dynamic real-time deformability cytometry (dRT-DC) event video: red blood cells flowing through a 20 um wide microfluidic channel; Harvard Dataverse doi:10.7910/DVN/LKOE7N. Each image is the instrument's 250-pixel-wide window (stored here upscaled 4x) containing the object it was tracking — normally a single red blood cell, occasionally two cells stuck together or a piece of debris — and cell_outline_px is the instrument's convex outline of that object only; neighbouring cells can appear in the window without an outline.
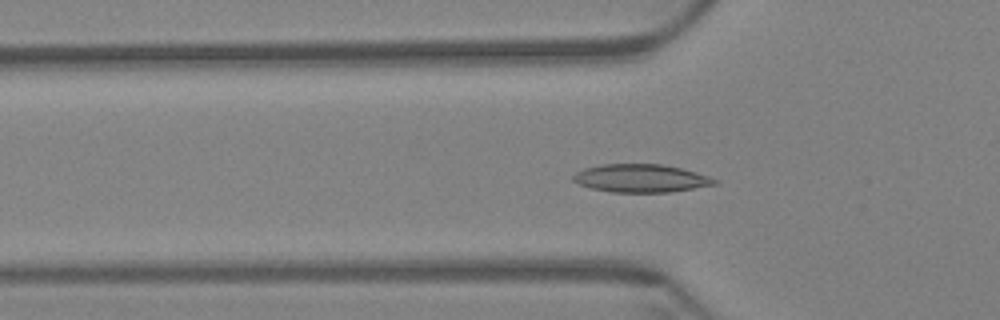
{"species": "Egyptian fruit bat (a non-hibernating species)", "species_latin": "Rousettus aegyptiacus", "temperature_condition": "warm", "stored_images_in_passage": 60, "camera_frame_rate_fps": 3000, "um_per_image_px": 0.085, "animal": {"sex": "female"}, "frame": {"image": 1, "passage_image": 20, "time_ms": 6.333, "image_size_px": [1000, 320], "cell_outline_px": [[720, 184], [668, 192], [612, 192], [592, 188], [580, 184], [572, 180], [572, 176], [576, 172], [584, 168], [600, 164], [664, 164], [696, 172], [708, 176], [716, 180]], "centroid_in_image_um": [54.47, 15.15], "position_along_channel_um": 71.3, "area_um2": 23.06}}
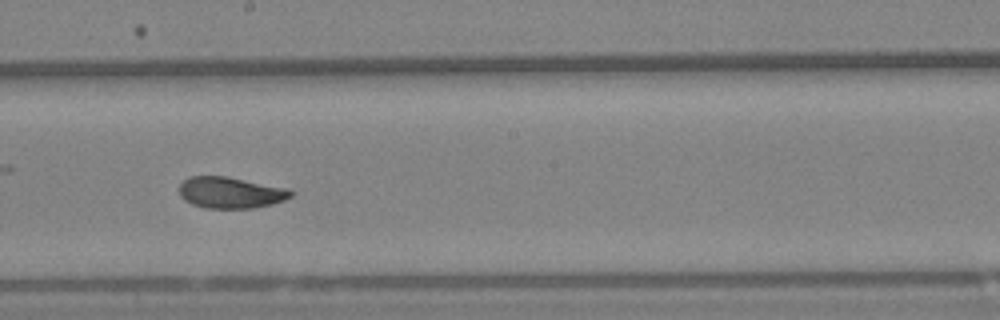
{"frame": {"image": 2, "passage_image": 34, "time_ms": 11.0, "image_size_px": [1000, 320], "cell_outline_px": [[296, 192], [292, 196], [284, 200], [272, 204], [252, 208], [204, 208], [192, 204], [184, 200], [180, 196], [180, 184], [184, 180], [192, 176], [228, 176], [288, 188]], "centroid_in_image_um": [19.63, 16.37], "position_along_channel_um": 228.6, "area_um2": 20.52}}
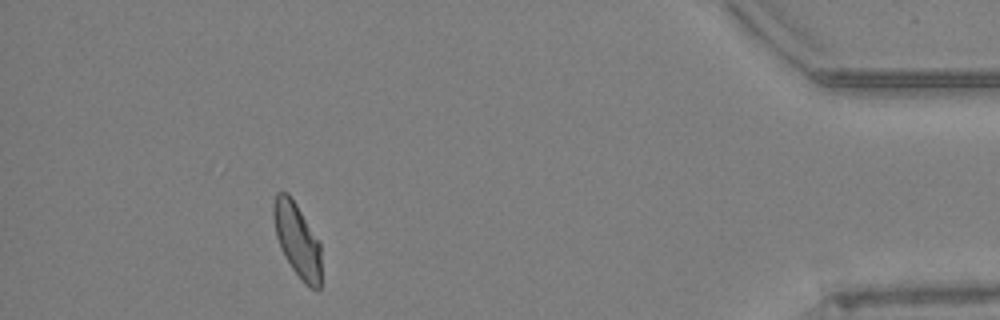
{"frame": {"image": 3, "passage_image": 55, "time_ms": 18.0, "image_size_px": [1000, 320], "cell_outline_px": [[320, 288], [316, 292], [292, 268], [276, 236], [272, 212], [272, 204], [276, 192], [288, 192], [296, 204], [320, 244]], "centroid_in_image_um": [25.24, 20.34], "position_along_channel_um": 410.0, "area_um2": 19.88}, "authors_computed_cell_mechanics": {"area_um2": 21.1259, "velocity_mm_per_s": 3.3811, "shape_relaxation_time_tau1_ms": 7.9602, "shape_relaxation_time_tau2_ms": 1.6054, "deformation_change_tau1": 0.1789, "deformation_change_tau2": 0.0608}}